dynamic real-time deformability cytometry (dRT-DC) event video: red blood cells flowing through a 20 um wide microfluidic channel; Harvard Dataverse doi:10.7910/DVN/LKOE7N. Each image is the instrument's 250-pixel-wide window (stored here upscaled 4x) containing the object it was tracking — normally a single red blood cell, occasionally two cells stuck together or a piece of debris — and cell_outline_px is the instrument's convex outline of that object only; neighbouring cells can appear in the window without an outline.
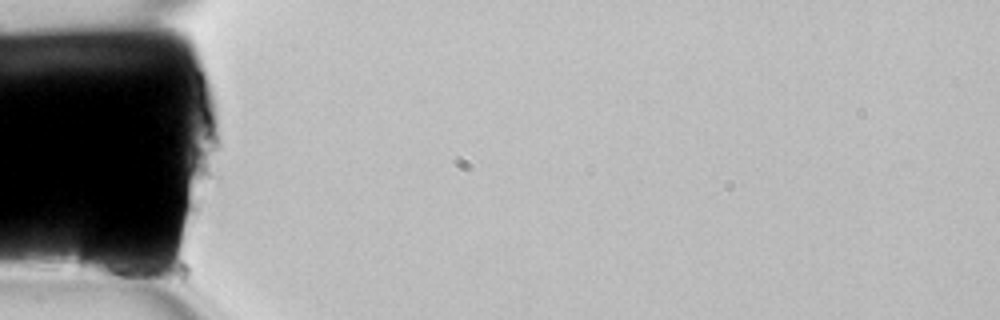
{"species": "common noctule bat (a hibernating species)", "species_latin": "Nyctalus noctula", "temperature_condition": "room temperature", "stored_images_in_passage": 4, "camera_frame_rate_fps": 3000, "um_per_image_px": 0.085, "animal": {"sex": "female", "body_mass_g": 22.7, "forearm_length_mm": 54.2}, "frame": {"image": 1, "passage_image": 1, "time_ms": 0.0, "image_size_px": [1000, 320], "cell_outline_px": [[152, 268], [140, 284], [136, 284], [84, 272], [80, 268], [80, 252], [84, 236], [88, 228], [100, 228]], "centroid_in_image_um": [9.4, 21.97], "position_along_channel_um": 75.6, "area_um2": 17.69}}